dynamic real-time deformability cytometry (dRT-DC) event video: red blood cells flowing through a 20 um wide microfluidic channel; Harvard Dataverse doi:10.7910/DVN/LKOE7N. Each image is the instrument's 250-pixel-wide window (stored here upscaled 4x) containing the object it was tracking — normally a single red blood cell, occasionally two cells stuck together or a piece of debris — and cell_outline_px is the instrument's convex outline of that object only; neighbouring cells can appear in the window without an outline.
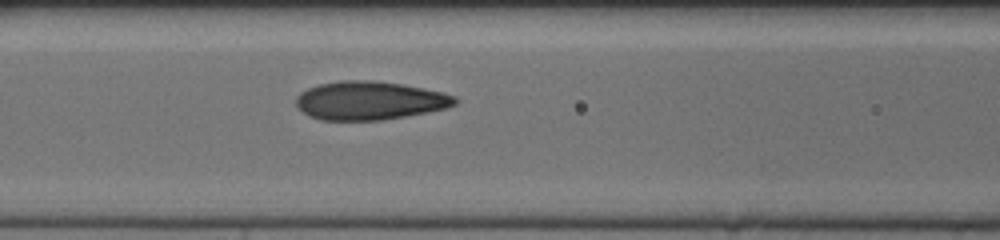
{"species": "human", "species_latin": "Homo sapiens", "temperature_condition": "cold", "stored_images_in_passage": 41, "camera_frame_rate_fps": 3000, "um_per_image_px": 0.085, "donor": {"sex": "female"}, "frame": {"image": 1, "passage_image": 19, "time_ms": 6.0, "image_size_px": [1000, 240], "cell_outline_px": [[456, 104], [444, 108], [404, 116], [380, 120], [320, 120], [308, 116], [296, 104], [296, 96], [300, 92], [308, 88], [320, 84], [340, 80], [372, 80], [400, 84], [424, 88], [456, 96]], "centroid_in_image_um": [31.37, 8.54], "position_along_channel_um": 135.2, "area_um2": 35.32}}
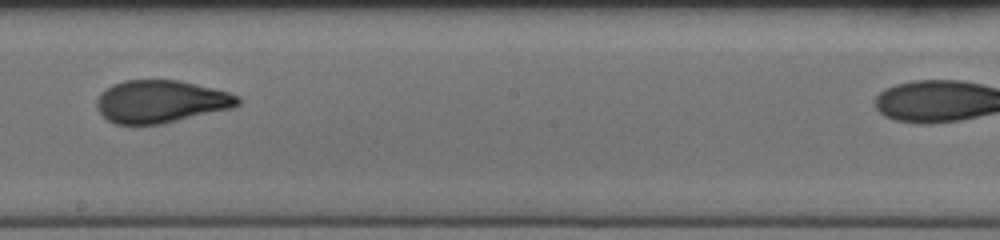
{"frame": {"image": 2, "passage_image": 27, "time_ms": 8.667, "image_size_px": [1000, 240], "cell_outline_px": [[240, 104], [232, 108], [160, 124], [116, 124], [108, 120], [96, 108], [96, 100], [100, 92], [104, 88], [112, 84], [124, 80], [180, 80], [228, 92], [240, 96]], "centroid_in_image_um": [13.64, 8.62], "position_along_channel_um": 234.6, "area_um2": 35.03}}
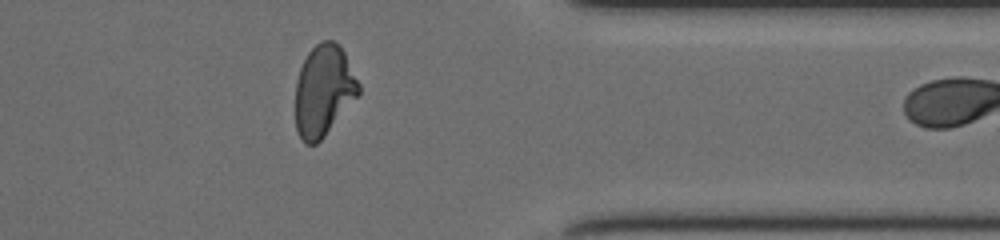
{"frame": {"image": 3, "passage_image": 40, "time_ms": 13.0, "image_size_px": [1000, 240], "cell_outline_px": [[360, 92], [324, 136], [316, 144], [304, 144], [296, 128], [296, 80], [300, 68], [308, 52], [320, 40], [332, 40], [340, 44], [360, 84]], "centroid_in_image_um": [27.5, 7.67], "position_along_channel_um": 383.9, "area_um2": 33.35}}